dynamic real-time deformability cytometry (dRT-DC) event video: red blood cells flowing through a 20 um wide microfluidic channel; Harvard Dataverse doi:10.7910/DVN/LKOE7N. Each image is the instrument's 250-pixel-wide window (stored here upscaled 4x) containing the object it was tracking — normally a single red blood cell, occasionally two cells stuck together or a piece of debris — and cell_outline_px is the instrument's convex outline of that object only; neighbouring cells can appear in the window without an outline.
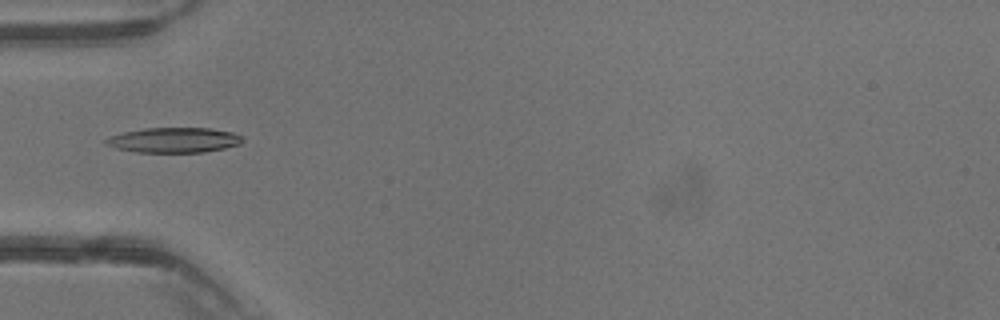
{"species": "common noctule bat (a hibernating species)", "species_latin": "Nyctalus noctula", "temperature_condition": "warm", "stored_images_in_passage": 9, "camera_frame_rate_fps": 3000, "um_per_image_px": 0.085, "animal": {"sex": "male", "body_mass_g": 13.3}, "frame": {"image": 1, "passage_image": 2, "time_ms": 0.333, "image_size_px": [1000, 320], "cell_outline_px": [[244, 140], [240, 144], [224, 148], [204, 152], [136, 152], [116, 148], [104, 144], [104, 140], [108, 136], [124, 132], [144, 128], [208, 128], [232, 132], [240, 136]], "centroid_in_image_um": [14.75, 11.9], "position_along_channel_um": 70.3, "area_um2": 19.94}}
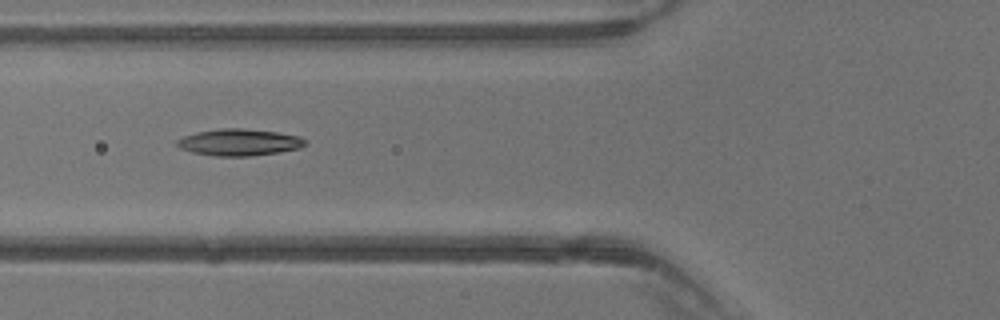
{"frame": {"image": 2, "passage_image": 4, "time_ms": 1.0, "image_size_px": [1000, 320], "cell_outline_px": [[308, 140], [300, 148], [280, 152], [252, 156], [216, 156], [192, 152], [180, 148], [176, 144], [176, 140], [184, 136], [196, 132], [220, 128], [244, 128], [276, 132], [300, 136]], "centroid_in_image_um": [20.34, 12.09], "position_along_channel_um": 105.5, "area_um2": 20.06}}